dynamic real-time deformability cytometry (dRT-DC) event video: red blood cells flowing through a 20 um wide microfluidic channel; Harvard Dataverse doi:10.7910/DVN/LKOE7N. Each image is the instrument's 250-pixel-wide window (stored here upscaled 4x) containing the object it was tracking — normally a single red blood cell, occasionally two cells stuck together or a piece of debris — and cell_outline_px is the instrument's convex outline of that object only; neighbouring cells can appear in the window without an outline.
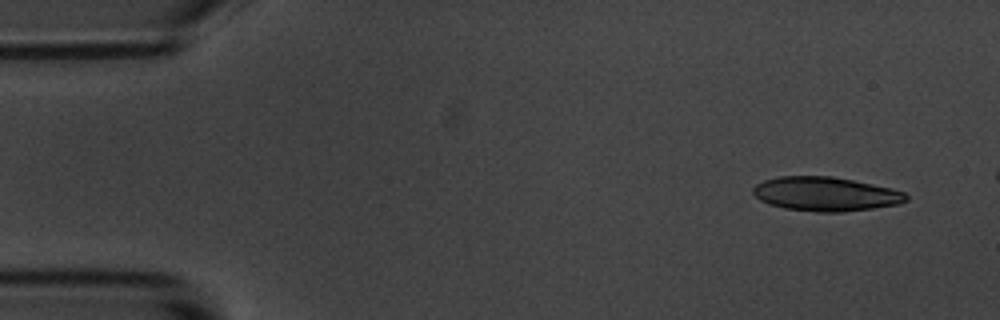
{"species": "common noctule bat (a hibernating species)", "species_latin": "Nyctalus noctula", "temperature_condition": "room temperature", "stored_images_in_passage": 5, "camera_frame_rate_fps": 3000, "um_per_image_px": 0.085, "animal": {"sex": "male", "body_mass_g": 20.1, "forearm_length_mm": 53.5}, "frame": {"image": 1, "passage_image": 1, "time_ms": 0.0, "image_size_px": [1000, 320], "cell_outline_px": [[908, 200], [900, 204], [872, 208], [840, 212], [816, 212], [784, 208], [768, 204], [760, 200], [752, 192], [752, 188], [756, 184], [764, 180], [780, 176], [832, 176], [892, 188], [904, 192], [908, 196]], "centroid_in_image_um": [70.17, 16.49], "position_along_channel_um": 14.8, "area_um2": 30.46}}